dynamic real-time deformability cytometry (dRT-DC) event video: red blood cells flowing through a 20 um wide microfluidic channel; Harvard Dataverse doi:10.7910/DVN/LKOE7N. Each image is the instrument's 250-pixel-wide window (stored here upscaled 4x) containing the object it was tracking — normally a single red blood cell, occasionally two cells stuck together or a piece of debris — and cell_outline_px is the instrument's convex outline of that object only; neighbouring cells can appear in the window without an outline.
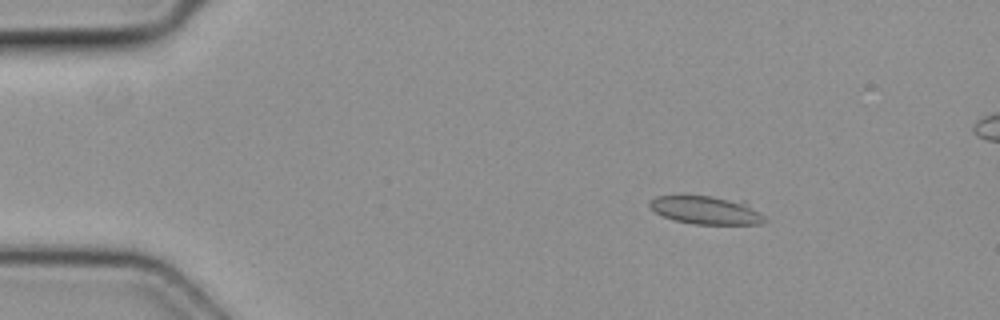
{"species": "common noctule bat (a hibernating species)", "species_latin": "Nyctalus noctula", "temperature_condition": "cold", "stored_images_in_passage": 4, "camera_frame_rate_fps": 3000, "um_per_image_px": 0.085, "animal": {"sex": "female", "body_mass_g": 19.3, "forearm_length_mm": 54.1}, "frame": {"image": 1, "passage_image": 2, "time_ms": 0.333, "image_size_px": [1000, 320], "cell_outline_px": [[764, 224], [692, 224], [676, 220], [664, 216], [656, 212], [648, 204], [656, 196], [712, 196], [744, 200], [764, 216]], "centroid_in_image_um": [60.08, 17.86], "position_along_channel_um": 24.9, "area_um2": 18.79}}